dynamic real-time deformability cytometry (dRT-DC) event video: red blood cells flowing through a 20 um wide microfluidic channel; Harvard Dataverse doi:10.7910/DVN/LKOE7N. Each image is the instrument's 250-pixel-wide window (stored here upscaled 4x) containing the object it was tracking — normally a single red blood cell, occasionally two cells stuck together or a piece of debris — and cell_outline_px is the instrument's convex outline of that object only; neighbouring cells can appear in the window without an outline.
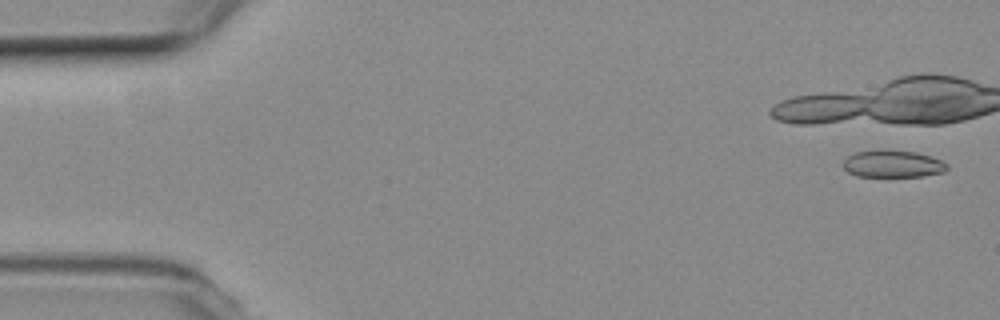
{"species": "common noctule bat (a hibernating species)", "species_latin": "Nyctalus noctula", "temperature_condition": "room temperature", "stored_images_in_passage": 5, "camera_frame_rate_fps": 3000, "um_per_image_px": 0.085, "animal": {"sex": "female", "body_mass_g": 19.3, "forearm_length_mm": 54.1}, "frame": {"image": 1, "passage_image": 1, "time_ms": 0.0, "image_size_px": [1000, 320], "cell_outline_px": [[948, 168], [944, 172], [924, 176], [888, 180], [856, 176], [848, 172], [844, 168], [844, 160], [848, 156], [856, 152], [880, 148], [916, 152], [940, 160], [948, 164]], "centroid_in_image_um": [75.86, 13.98], "position_along_channel_um": 9.1, "area_um2": 17.57}}